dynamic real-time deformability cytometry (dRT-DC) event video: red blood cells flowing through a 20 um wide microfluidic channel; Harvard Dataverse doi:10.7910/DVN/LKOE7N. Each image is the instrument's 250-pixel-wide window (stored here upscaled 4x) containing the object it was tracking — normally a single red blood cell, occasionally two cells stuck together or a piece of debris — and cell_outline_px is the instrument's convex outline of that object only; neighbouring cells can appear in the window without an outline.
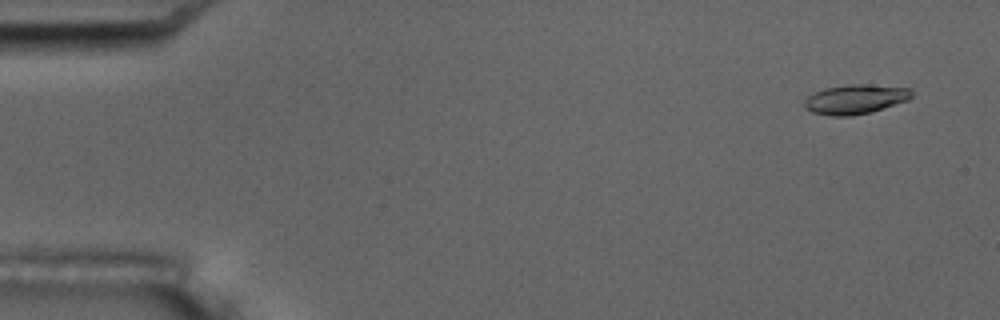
{"species": "common noctule bat (a hibernating species)", "species_latin": "Nyctalus noctula", "temperature_condition": "room temperature", "stored_images_in_passage": 13, "camera_frame_rate_fps": 3000, "um_per_image_px": 0.085, "animal": {"sex": "male", "body_mass_g": 17.5, "forearm_length_mm": 52.3}, "frame": {"image": 1, "passage_image": 1, "time_ms": 0.0, "image_size_px": [1000, 320], "cell_outline_px": [[912, 96], [908, 100], [868, 112], [852, 116], [832, 116], [812, 112], [804, 108], [804, 100], [808, 96], [824, 88], [852, 84], [864, 84], [912, 88]], "centroid_in_image_um": [72.68, 8.43], "position_along_channel_um": 12.3, "area_um2": 18.26}}